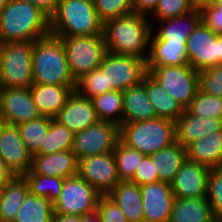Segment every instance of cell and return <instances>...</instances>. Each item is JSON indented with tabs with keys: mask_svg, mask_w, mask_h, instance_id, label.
I'll use <instances>...</instances> for the list:
<instances>
[{
	"mask_svg": "<svg viewBox=\"0 0 222 222\" xmlns=\"http://www.w3.org/2000/svg\"><path fill=\"white\" fill-rule=\"evenodd\" d=\"M152 24L147 16L130 13L104 22L107 52L147 59Z\"/></svg>",
	"mask_w": 222,
	"mask_h": 222,
	"instance_id": "obj_1",
	"label": "cell"
},
{
	"mask_svg": "<svg viewBox=\"0 0 222 222\" xmlns=\"http://www.w3.org/2000/svg\"><path fill=\"white\" fill-rule=\"evenodd\" d=\"M50 34V17L29 0H10L0 14L2 43L34 42Z\"/></svg>",
	"mask_w": 222,
	"mask_h": 222,
	"instance_id": "obj_2",
	"label": "cell"
},
{
	"mask_svg": "<svg viewBox=\"0 0 222 222\" xmlns=\"http://www.w3.org/2000/svg\"><path fill=\"white\" fill-rule=\"evenodd\" d=\"M103 26L93 0H60L50 16V33L59 38L103 36Z\"/></svg>",
	"mask_w": 222,
	"mask_h": 222,
	"instance_id": "obj_3",
	"label": "cell"
},
{
	"mask_svg": "<svg viewBox=\"0 0 222 222\" xmlns=\"http://www.w3.org/2000/svg\"><path fill=\"white\" fill-rule=\"evenodd\" d=\"M33 84L76 85L61 38L48 34L33 42Z\"/></svg>",
	"mask_w": 222,
	"mask_h": 222,
	"instance_id": "obj_4",
	"label": "cell"
},
{
	"mask_svg": "<svg viewBox=\"0 0 222 222\" xmlns=\"http://www.w3.org/2000/svg\"><path fill=\"white\" fill-rule=\"evenodd\" d=\"M119 140L144 155H151L176 142L175 122L157 117L136 123H123L119 127Z\"/></svg>",
	"mask_w": 222,
	"mask_h": 222,
	"instance_id": "obj_5",
	"label": "cell"
},
{
	"mask_svg": "<svg viewBox=\"0 0 222 222\" xmlns=\"http://www.w3.org/2000/svg\"><path fill=\"white\" fill-rule=\"evenodd\" d=\"M33 42L2 43L0 49V87L28 88L33 84Z\"/></svg>",
	"mask_w": 222,
	"mask_h": 222,
	"instance_id": "obj_6",
	"label": "cell"
},
{
	"mask_svg": "<svg viewBox=\"0 0 222 222\" xmlns=\"http://www.w3.org/2000/svg\"><path fill=\"white\" fill-rule=\"evenodd\" d=\"M71 76L77 81L97 69L107 53L103 36L62 37Z\"/></svg>",
	"mask_w": 222,
	"mask_h": 222,
	"instance_id": "obj_7",
	"label": "cell"
},
{
	"mask_svg": "<svg viewBox=\"0 0 222 222\" xmlns=\"http://www.w3.org/2000/svg\"><path fill=\"white\" fill-rule=\"evenodd\" d=\"M148 74L185 110L199 89V71L189 64L147 67Z\"/></svg>",
	"mask_w": 222,
	"mask_h": 222,
	"instance_id": "obj_8",
	"label": "cell"
},
{
	"mask_svg": "<svg viewBox=\"0 0 222 222\" xmlns=\"http://www.w3.org/2000/svg\"><path fill=\"white\" fill-rule=\"evenodd\" d=\"M98 69L105 75L106 92L125 91L143 81L146 59L107 52Z\"/></svg>",
	"mask_w": 222,
	"mask_h": 222,
	"instance_id": "obj_9",
	"label": "cell"
},
{
	"mask_svg": "<svg viewBox=\"0 0 222 222\" xmlns=\"http://www.w3.org/2000/svg\"><path fill=\"white\" fill-rule=\"evenodd\" d=\"M101 195L79 175L65 178L60 196L53 202V212L62 215H85L96 211Z\"/></svg>",
	"mask_w": 222,
	"mask_h": 222,
	"instance_id": "obj_10",
	"label": "cell"
},
{
	"mask_svg": "<svg viewBox=\"0 0 222 222\" xmlns=\"http://www.w3.org/2000/svg\"><path fill=\"white\" fill-rule=\"evenodd\" d=\"M189 65L197 71L222 63V35H216L199 22L186 41Z\"/></svg>",
	"mask_w": 222,
	"mask_h": 222,
	"instance_id": "obj_11",
	"label": "cell"
},
{
	"mask_svg": "<svg viewBox=\"0 0 222 222\" xmlns=\"http://www.w3.org/2000/svg\"><path fill=\"white\" fill-rule=\"evenodd\" d=\"M119 141V126L107 121H97L74 134L72 151L77 159L113 152Z\"/></svg>",
	"mask_w": 222,
	"mask_h": 222,
	"instance_id": "obj_12",
	"label": "cell"
},
{
	"mask_svg": "<svg viewBox=\"0 0 222 222\" xmlns=\"http://www.w3.org/2000/svg\"><path fill=\"white\" fill-rule=\"evenodd\" d=\"M78 175L101 196H107L121 181L113 152L79 159Z\"/></svg>",
	"mask_w": 222,
	"mask_h": 222,
	"instance_id": "obj_13",
	"label": "cell"
},
{
	"mask_svg": "<svg viewBox=\"0 0 222 222\" xmlns=\"http://www.w3.org/2000/svg\"><path fill=\"white\" fill-rule=\"evenodd\" d=\"M0 160L14 175L23 176L32 168L33 155L16 125L0 123Z\"/></svg>",
	"mask_w": 222,
	"mask_h": 222,
	"instance_id": "obj_14",
	"label": "cell"
},
{
	"mask_svg": "<svg viewBox=\"0 0 222 222\" xmlns=\"http://www.w3.org/2000/svg\"><path fill=\"white\" fill-rule=\"evenodd\" d=\"M2 123L18 125L41 116L28 88H2Z\"/></svg>",
	"mask_w": 222,
	"mask_h": 222,
	"instance_id": "obj_15",
	"label": "cell"
},
{
	"mask_svg": "<svg viewBox=\"0 0 222 222\" xmlns=\"http://www.w3.org/2000/svg\"><path fill=\"white\" fill-rule=\"evenodd\" d=\"M210 170L206 166L186 159L171 183L174 197H206Z\"/></svg>",
	"mask_w": 222,
	"mask_h": 222,
	"instance_id": "obj_16",
	"label": "cell"
},
{
	"mask_svg": "<svg viewBox=\"0 0 222 222\" xmlns=\"http://www.w3.org/2000/svg\"><path fill=\"white\" fill-rule=\"evenodd\" d=\"M144 219L150 222H169L174 194L170 183L156 182L140 186Z\"/></svg>",
	"mask_w": 222,
	"mask_h": 222,
	"instance_id": "obj_17",
	"label": "cell"
},
{
	"mask_svg": "<svg viewBox=\"0 0 222 222\" xmlns=\"http://www.w3.org/2000/svg\"><path fill=\"white\" fill-rule=\"evenodd\" d=\"M54 119L73 133L80 132L98 121L92 99L80 96L75 90Z\"/></svg>",
	"mask_w": 222,
	"mask_h": 222,
	"instance_id": "obj_18",
	"label": "cell"
},
{
	"mask_svg": "<svg viewBox=\"0 0 222 222\" xmlns=\"http://www.w3.org/2000/svg\"><path fill=\"white\" fill-rule=\"evenodd\" d=\"M78 163L79 160L72 150L52 154H35L31 171L34 174L65 179L78 175Z\"/></svg>",
	"mask_w": 222,
	"mask_h": 222,
	"instance_id": "obj_19",
	"label": "cell"
},
{
	"mask_svg": "<svg viewBox=\"0 0 222 222\" xmlns=\"http://www.w3.org/2000/svg\"><path fill=\"white\" fill-rule=\"evenodd\" d=\"M218 131H222V118L198 117L187 109L175 121L176 141L185 148L209 133Z\"/></svg>",
	"mask_w": 222,
	"mask_h": 222,
	"instance_id": "obj_20",
	"label": "cell"
},
{
	"mask_svg": "<svg viewBox=\"0 0 222 222\" xmlns=\"http://www.w3.org/2000/svg\"><path fill=\"white\" fill-rule=\"evenodd\" d=\"M200 21L199 9L182 16L156 21L152 25L150 40L186 42Z\"/></svg>",
	"mask_w": 222,
	"mask_h": 222,
	"instance_id": "obj_21",
	"label": "cell"
},
{
	"mask_svg": "<svg viewBox=\"0 0 222 222\" xmlns=\"http://www.w3.org/2000/svg\"><path fill=\"white\" fill-rule=\"evenodd\" d=\"M76 85L32 84L34 103L41 116L54 119L66 104Z\"/></svg>",
	"mask_w": 222,
	"mask_h": 222,
	"instance_id": "obj_22",
	"label": "cell"
},
{
	"mask_svg": "<svg viewBox=\"0 0 222 222\" xmlns=\"http://www.w3.org/2000/svg\"><path fill=\"white\" fill-rule=\"evenodd\" d=\"M123 123H136L157 118L143 81L123 91Z\"/></svg>",
	"mask_w": 222,
	"mask_h": 222,
	"instance_id": "obj_23",
	"label": "cell"
},
{
	"mask_svg": "<svg viewBox=\"0 0 222 222\" xmlns=\"http://www.w3.org/2000/svg\"><path fill=\"white\" fill-rule=\"evenodd\" d=\"M186 156L209 169L222 167V131L209 133L190 143L186 147Z\"/></svg>",
	"mask_w": 222,
	"mask_h": 222,
	"instance_id": "obj_24",
	"label": "cell"
},
{
	"mask_svg": "<svg viewBox=\"0 0 222 222\" xmlns=\"http://www.w3.org/2000/svg\"><path fill=\"white\" fill-rule=\"evenodd\" d=\"M121 209L128 222L144 220L140 186L130 181H120L107 195Z\"/></svg>",
	"mask_w": 222,
	"mask_h": 222,
	"instance_id": "obj_25",
	"label": "cell"
},
{
	"mask_svg": "<svg viewBox=\"0 0 222 222\" xmlns=\"http://www.w3.org/2000/svg\"><path fill=\"white\" fill-rule=\"evenodd\" d=\"M186 42L149 40L147 67L188 65Z\"/></svg>",
	"mask_w": 222,
	"mask_h": 222,
	"instance_id": "obj_26",
	"label": "cell"
},
{
	"mask_svg": "<svg viewBox=\"0 0 222 222\" xmlns=\"http://www.w3.org/2000/svg\"><path fill=\"white\" fill-rule=\"evenodd\" d=\"M28 193V182L24 176L19 175H15L0 189L1 222H14Z\"/></svg>",
	"mask_w": 222,
	"mask_h": 222,
	"instance_id": "obj_27",
	"label": "cell"
},
{
	"mask_svg": "<svg viewBox=\"0 0 222 222\" xmlns=\"http://www.w3.org/2000/svg\"><path fill=\"white\" fill-rule=\"evenodd\" d=\"M207 197L175 198L169 222H213Z\"/></svg>",
	"mask_w": 222,
	"mask_h": 222,
	"instance_id": "obj_28",
	"label": "cell"
},
{
	"mask_svg": "<svg viewBox=\"0 0 222 222\" xmlns=\"http://www.w3.org/2000/svg\"><path fill=\"white\" fill-rule=\"evenodd\" d=\"M149 156L158 173L159 180L170 184L187 159L186 148L177 141L169 147L160 149Z\"/></svg>",
	"mask_w": 222,
	"mask_h": 222,
	"instance_id": "obj_29",
	"label": "cell"
},
{
	"mask_svg": "<svg viewBox=\"0 0 222 222\" xmlns=\"http://www.w3.org/2000/svg\"><path fill=\"white\" fill-rule=\"evenodd\" d=\"M145 87L158 118H166L175 122L184 112L176 99L172 98L148 73L145 75Z\"/></svg>",
	"mask_w": 222,
	"mask_h": 222,
	"instance_id": "obj_30",
	"label": "cell"
},
{
	"mask_svg": "<svg viewBox=\"0 0 222 222\" xmlns=\"http://www.w3.org/2000/svg\"><path fill=\"white\" fill-rule=\"evenodd\" d=\"M99 121H107L121 126L123 124V92L113 90L92 98Z\"/></svg>",
	"mask_w": 222,
	"mask_h": 222,
	"instance_id": "obj_31",
	"label": "cell"
},
{
	"mask_svg": "<svg viewBox=\"0 0 222 222\" xmlns=\"http://www.w3.org/2000/svg\"><path fill=\"white\" fill-rule=\"evenodd\" d=\"M53 213V203L48 198L37 197L29 192L14 222H50Z\"/></svg>",
	"mask_w": 222,
	"mask_h": 222,
	"instance_id": "obj_32",
	"label": "cell"
},
{
	"mask_svg": "<svg viewBox=\"0 0 222 222\" xmlns=\"http://www.w3.org/2000/svg\"><path fill=\"white\" fill-rule=\"evenodd\" d=\"M51 120L52 118L40 116L17 125L21 139L33 156L41 151L42 146H45Z\"/></svg>",
	"mask_w": 222,
	"mask_h": 222,
	"instance_id": "obj_33",
	"label": "cell"
},
{
	"mask_svg": "<svg viewBox=\"0 0 222 222\" xmlns=\"http://www.w3.org/2000/svg\"><path fill=\"white\" fill-rule=\"evenodd\" d=\"M116 161L118 177L121 181H130L143 158L146 156L143 153L132 149L120 140L117 142L113 151Z\"/></svg>",
	"mask_w": 222,
	"mask_h": 222,
	"instance_id": "obj_34",
	"label": "cell"
},
{
	"mask_svg": "<svg viewBox=\"0 0 222 222\" xmlns=\"http://www.w3.org/2000/svg\"><path fill=\"white\" fill-rule=\"evenodd\" d=\"M23 176L28 182L29 192L32 195L48 198L52 203L60 196L63 178L34 174L31 170Z\"/></svg>",
	"mask_w": 222,
	"mask_h": 222,
	"instance_id": "obj_35",
	"label": "cell"
},
{
	"mask_svg": "<svg viewBox=\"0 0 222 222\" xmlns=\"http://www.w3.org/2000/svg\"><path fill=\"white\" fill-rule=\"evenodd\" d=\"M74 134L67 127L52 119L45 139V146L41 147V151L38 154H52L72 150Z\"/></svg>",
	"mask_w": 222,
	"mask_h": 222,
	"instance_id": "obj_36",
	"label": "cell"
},
{
	"mask_svg": "<svg viewBox=\"0 0 222 222\" xmlns=\"http://www.w3.org/2000/svg\"><path fill=\"white\" fill-rule=\"evenodd\" d=\"M187 110L198 117L222 118V98L198 89Z\"/></svg>",
	"mask_w": 222,
	"mask_h": 222,
	"instance_id": "obj_37",
	"label": "cell"
},
{
	"mask_svg": "<svg viewBox=\"0 0 222 222\" xmlns=\"http://www.w3.org/2000/svg\"><path fill=\"white\" fill-rule=\"evenodd\" d=\"M195 9L192 0H159L154 12L148 18L153 25L156 21L182 16Z\"/></svg>",
	"mask_w": 222,
	"mask_h": 222,
	"instance_id": "obj_38",
	"label": "cell"
},
{
	"mask_svg": "<svg viewBox=\"0 0 222 222\" xmlns=\"http://www.w3.org/2000/svg\"><path fill=\"white\" fill-rule=\"evenodd\" d=\"M75 91L89 99L106 93L105 75L98 68L84 74L76 81Z\"/></svg>",
	"mask_w": 222,
	"mask_h": 222,
	"instance_id": "obj_39",
	"label": "cell"
},
{
	"mask_svg": "<svg viewBox=\"0 0 222 222\" xmlns=\"http://www.w3.org/2000/svg\"><path fill=\"white\" fill-rule=\"evenodd\" d=\"M206 197L210 203L214 221L222 222V167L210 170Z\"/></svg>",
	"mask_w": 222,
	"mask_h": 222,
	"instance_id": "obj_40",
	"label": "cell"
},
{
	"mask_svg": "<svg viewBox=\"0 0 222 222\" xmlns=\"http://www.w3.org/2000/svg\"><path fill=\"white\" fill-rule=\"evenodd\" d=\"M93 2L103 22L133 12L132 0H93Z\"/></svg>",
	"mask_w": 222,
	"mask_h": 222,
	"instance_id": "obj_41",
	"label": "cell"
},
{
	"mask_svg": "<svg viewBox=\"0 0 222 222\" xmlns=\"http://www.w3.org/2000/svg\"><path fill=\"white\" fill-rule=\"evenodd\" d=\"M199 89L222 98V63L199 71Z\"/></svg>",
	"mask_w": 222,
	"mask_h": 222,
	"instance_id": "obj_42",
	"label": "cell"
},
{
	"mask_svg": "<svg viewBox=\"0 0 222 222\" xmlns=\"http://www.w3.org/2000/svg\"><path fill=\"white\" fill-rule=\"evenodd\" d=\"M96 211L103 222H128L121 209L108 196L98 198Z\"/></svg>",
	"mask_w": 222,
	"mask_h": 222,
	"instance_id": "obj_43",
	"label": "cell"
},
{
	"mask_svg": "<svg viewBox=\"0 0 222 222\" xmlns=\"http://www.w3.org/2000/svg\"><path fill=\"white\" fill-rule=\"evenodd\" d=\"M159 181V176L155 170L153 161L149 155H146L138 165L136 172L130 182L141 186Z\"/></svg>",
	"mask_w": 222,
	"mask_h": 222,
	"instance_id": "obj_44",
	"label": "cell"
},
{
	"mask_svg": "<svg viewBox=\"0 0 222 222\" xmlns=\"http://www.w3.org/2000/svg\"><path fill=\"white\" fill-rule=\"evenodd\" d=\"M199 11L201 22L216 35H222V12H219L213 4L202 6Z\"/></svg>",
	"mask_w": 222,
	"mask_h": 222,
	"instance_id": "obj_45",
	"label": "cell"
},
{
	"mask_svg": "<svg viewBox=\"0 0 222 222\" xmlns=\"http://www.w3.org/2000/svg\"><path fill=\"white\" fill-rule=\"evenodd\" d=\"M159 0H132L134 13L149 17L155 10Z\"/></svg>",
	"mask_w": 222,
	"mask_h": 222,
	"instance_id": "obj_46",
	"label": "cell"
},
{
	"mask_svg": "<svg viewBox=\"0 0 222 222\" xmlns=\"http://www.w3.org/2000/svg\"><path fill=\"white\" fill-rule=\"evenodd\" d=\"M33 5L40 8L49 17L55 12L60 0H29Z\"/></svg>",
	"mask_w": 222,
	"mask_h": 222,
	"instance_id": "obj_47",
	"label": "cell"
},
{
	"mask_svg": "<svg viewBox=\"0 0 222 222\" xmlns=\"http://www.w3.org/2000/svg\"><path fill=\"white\" fill-rule=\"evenodd\" d=\"M15 175L0 160V189Z\"/></svg>",
	"mask_w": 222,
	"mask_h": 222,
	"instance_id": "obj_48",
	"label": "cell"
},
{
	"mask_svg": "<svg viewBox=\"0 0 222 222\" xmlns=\"http://www.w3.org/2000/svg\"><path fill=\"white\" fill-rule=\"evenodd\" d=\"M50 222H82L81 216L53 213Z\"/></svg>",
	"mask_w": 222,
	"mask_h": 222,
	"instance_id": "obj_49",
	"label": "cell"
},
{
	"mask_svg": "<svg viewBox=\"0 0 222 222\" xmlns=\"http://www.w3.org/2000/svg\"><path fill=\"white\" fill-rule=\"evenodd\" d=\"M82 222H103L97 213V211H94L89 214L81 215Z\"/></svg>",
	"mask_w": 222,
	"mask_h": 222,
	"instance_id": "obj_50",
	"label": "cell"
},
{
	"mask_svg": "<svg viewBox=\"0 0 222 222\" xmlns=\"http://www.w3.org/2000/svg\"><path fill=\"white\" fill-rule=\"evenodd\" d=\"M216 0H192L196 9H200L202 6L213 4Z\"/></svg>",
	"mask_w": 222,
	"mask_h": 222,
	"instance_id": "obj_51",
	"label": "cell"
},
{
	"mask_svg": "<svg viewBox=\"0 0 222 222\" xmlns=\"http://www.w3.org/2000/svg\"><path fill=\"white\" fill-rule=\"evenodd\" d=\"M10 0H0V14L4 10L5 6L9 3Z\"/></svg>",
	"mask_w": 222,
	"mask_h": 222,
	"instance_id": "obj_52",
	"label": "cell"
},
{
	"mask_svg": "<svg viewBox=\"0 0 222 222\" xmlns=\"http://www.w3.org/2000/svg\"><path fill=\"white\" fill-rule=\"evenodd\" d=\"M213 5L219 10V12H222V0H216Z\"/></svg>",
	"mask_w": 222,
	"mask_h": 222,
	"instance_id": "obj_53",
	"label": "cell"
},
{
	"mask_svg": "<svg viewBox=\"0 0 222 222\" xmlns=\"http://www.w3.org/2000/svg\"><path fill=\"white\" fill-rule=\"evenodd\" d=\"M1 91L2 88L0 87V123H2V117H3Z\"/></svg>",
	"mask_w": 222,
	"mask_h": 222,
	"instance_id": "obj_54",
	"label": "cell"
},
{
	"mask_svg": "<svg viewBox=\"0 0 222 222\" xmlns=\"http://www.w3.org/2000/svg\"><path fill=\"white\" fill-rule=\"evenodd\" d=\"M138 222H150V221L144 219V220H140Z\"/></svg>",
	"mask_w": 222,
	"mask_h": 222,
	"instance_id": "obj_55",
	"label": "cell"
}]
</instances>
